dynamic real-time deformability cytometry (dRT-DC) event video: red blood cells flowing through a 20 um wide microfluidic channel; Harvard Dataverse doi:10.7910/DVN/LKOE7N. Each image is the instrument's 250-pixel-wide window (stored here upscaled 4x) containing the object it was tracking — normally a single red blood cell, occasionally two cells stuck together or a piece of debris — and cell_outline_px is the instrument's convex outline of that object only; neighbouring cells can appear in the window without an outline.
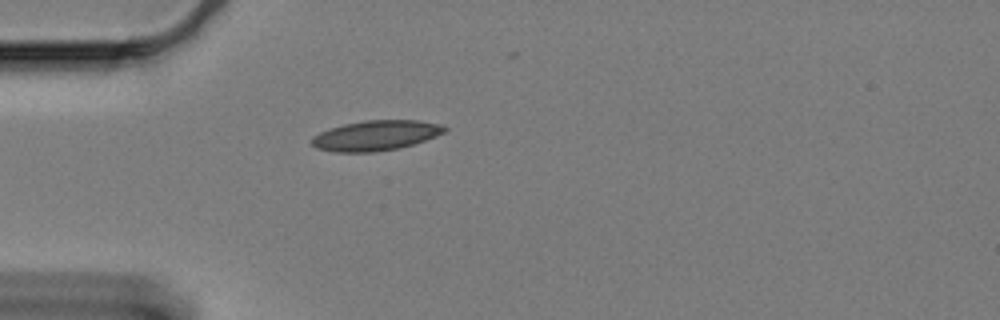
{"species": "Egyptian fruit bat (a non-hibernating species)", "species_latin": "Rousettus aegyptiacus", "temperature_condition": "cold", "stored_images_in_passage": 32, "camera_frame_rate_fps": 3000, "um_per_image_px": 0.085, "animal": {"sex": "female"}, "frame": {"image": 1, "passage_image": 1, "time_ms": 0.0, "image_size_px": [1000, 320], "cell_outline_px": [[448, 128], [444, 132], [424, 140], [400, 148], [372, 152], [336, 152], [316, 148], [312, 144], [312, 136], [320, 132], [344, 124], [364, 120], [420, 120], [440, 124]], "centroid_in_image_um": [31.93, 11.51], "position_along_channel_um": 53.1, "area_um2": 23.12}}
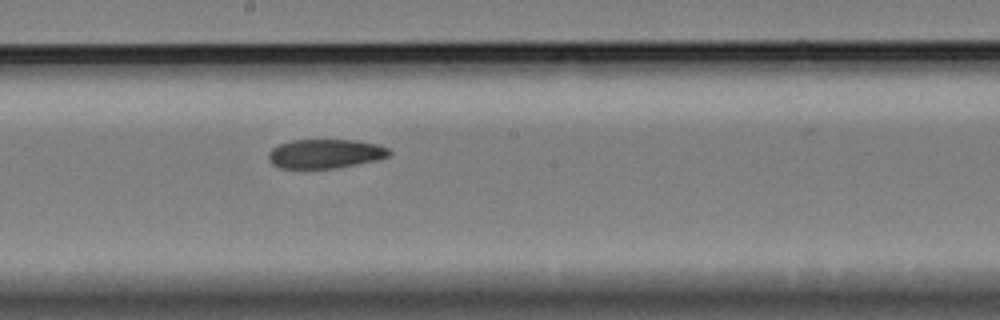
{"frame": {"image": 2, "passage_image": 17, "time_ms": 5.333, "image_size_px": [1000, 320], "cell_outline_px": [[392, 152], [388, 156], [376, 160], [336, 168], [280, 168], [272, 164], [268, 160], [268, 152], [272, 148], [280, 144], [292, 140], [356, 140], [376, 144], [388, 148]], "centroid_in_image_um": [27.62, 13.06], "position_along_channel_um": 220.6, "area_um2": 20.46}}
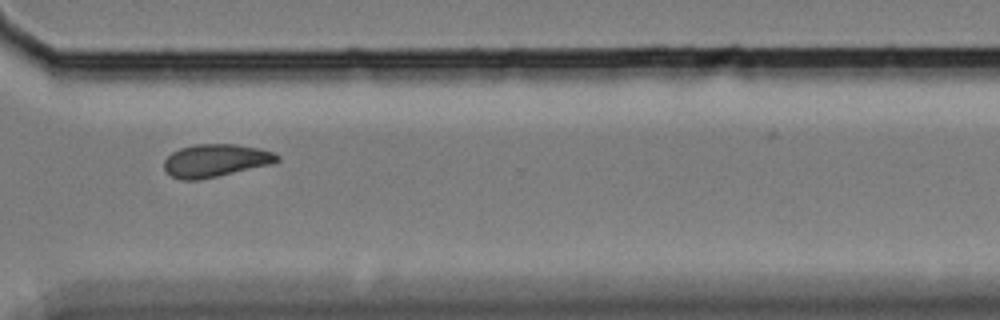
{"frame": {"image": 3, "passage_image": 29, "time_ms": 9.333, "image_size_px": [1000, 320], "cell_outline_px": [[280, 160], [272, 164], [216, 176], [196, 180], [180, 180], [172, 176], [164, 168], [164, 160], [172, 152], [180, 148], [196, 144], [236, 144], [260, 148], [272, 152], [280, 156]], "centroid_in_image_um": [18.33, 13.63], "position_along_channel_um": 352.3, "area_um2": 21.5}}